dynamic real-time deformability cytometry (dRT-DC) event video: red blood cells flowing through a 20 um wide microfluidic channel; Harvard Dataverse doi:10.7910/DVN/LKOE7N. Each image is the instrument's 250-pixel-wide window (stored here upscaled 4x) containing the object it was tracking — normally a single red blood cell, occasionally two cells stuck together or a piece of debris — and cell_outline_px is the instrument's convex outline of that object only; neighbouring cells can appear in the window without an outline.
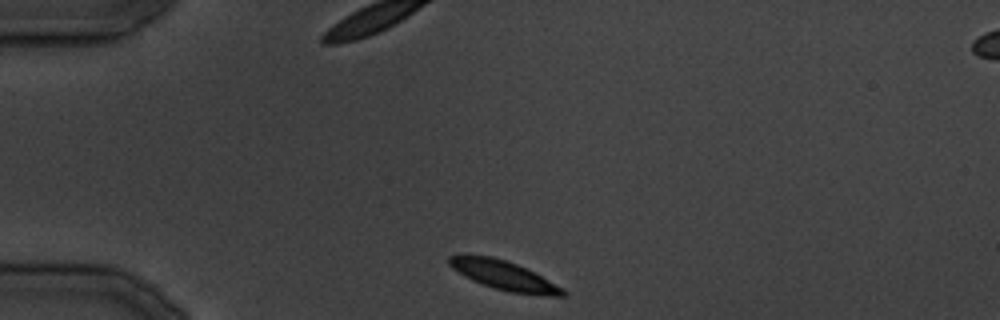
{"species": "common noctule bat (a hibernating species)", "species_latin": "Nyctalus noctula", "temperature_condition": "cold", "stored_images_in_passage": 29, "segment_of_instrument_passage": [1, 2], "camera_frame_rate_fps": 3000, "um_per_image_px": 0.085, "animal": {"sex": "male", "body_mass_g": 19.5, "forearm_length_mm": 54.6}, "frame": {"image": 1, "passage_image": 1, "time_ms": 0.0, "image_size_px": [1000, 320], "cell_outline_px": [[568, 292], [564, 296], [548, 296], [508, 292], [472, 280], [464, 276], [452, 268], [448, 264], [448, 256], [492, 256], [516, 264], [564, 288]], "centroid_in_image_um": [42.86, 23.44], "position_along_channel_um": 42.1, "area_um2": 18.84}}
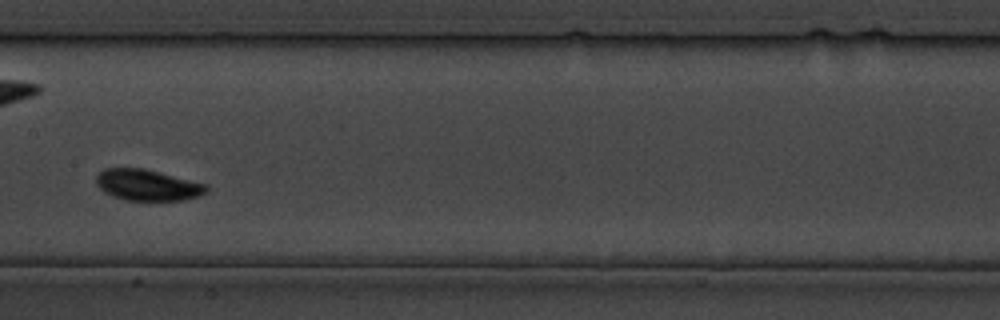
{"frame": {"image": 2, "passage_image": 11, "time_ms": 12.333, "image_size_px": [1000, 320], "cell_outline_px": [[208, 192], [200, 196], [180, 200], [128, 200], [112, 196], [104, 192], [96, 184], [96, 176], [104, 168], [144, 168], [208, 184]], "centroid_in_image_um": [12.55, 15.72], "position_along_channel_um": 194.8, "area_um2": 20.06}}
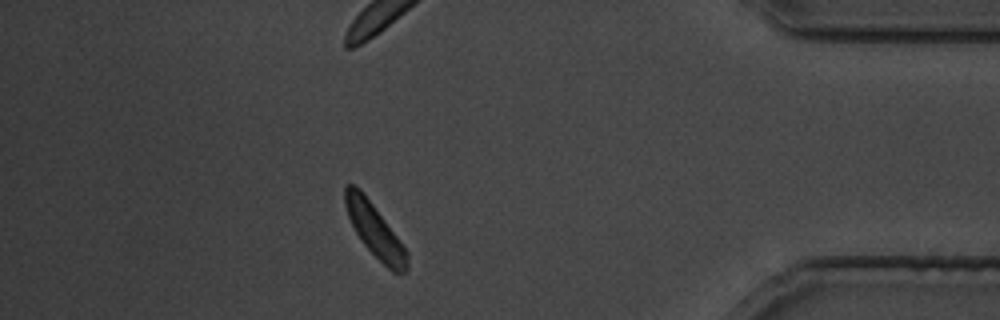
{"frame": {"image": 3, "passage_image": 24, "time_ms": 28.333, "image_size_px": [1000, 320], "cell_outline_px": [[408, 268], [400, 276], [392, 272], [364, 244], [356, 232], [348, 216], [344, 204], [344, 188], [348, 184], [352, 184], [360, 188], [408, 252]], "centroid_in_image_um": [31.86, 19.6], "position_along_channel_um": 403.3, "area_um2": 18.79}}